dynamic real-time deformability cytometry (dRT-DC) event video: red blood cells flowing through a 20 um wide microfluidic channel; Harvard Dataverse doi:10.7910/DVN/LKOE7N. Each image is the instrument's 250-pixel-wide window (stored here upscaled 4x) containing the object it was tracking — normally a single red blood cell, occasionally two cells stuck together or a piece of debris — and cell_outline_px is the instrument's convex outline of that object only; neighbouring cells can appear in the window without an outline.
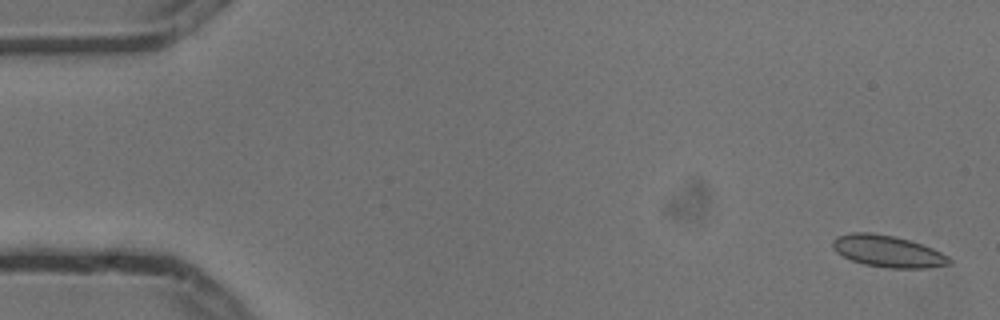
{"species": "common noctule bat (a hibernating species)", "species_latin": "Nyctalus noctula", "temperature_condition": "cold", "stored_images_in_passage": 2, "segment_of_instrument_passage": [2, 2], "camera_frame_rate_fps": 3000, "um_per_image_px": 0.085, "animal": {"sex": "male", "body_mass_g": 13.3}, "frame": {"image": 1, "passage_image": 2, "time_ms": 0.333, "image_size_px": [1000, 320], "cell_outline_px": [[952, 264], [928, 268], [888, 268], [864, 264], [852, 260], [836, 252], [832, 248], [832, 240], [836, 236], [852, 232], [872, 232], [896, 236], [932, 248], [948, 256], [952, 260]], "centroid_in_image_um": [75.45, 21.35], "position_along_channel_um": 9.5, "area_um2": 21.68}}